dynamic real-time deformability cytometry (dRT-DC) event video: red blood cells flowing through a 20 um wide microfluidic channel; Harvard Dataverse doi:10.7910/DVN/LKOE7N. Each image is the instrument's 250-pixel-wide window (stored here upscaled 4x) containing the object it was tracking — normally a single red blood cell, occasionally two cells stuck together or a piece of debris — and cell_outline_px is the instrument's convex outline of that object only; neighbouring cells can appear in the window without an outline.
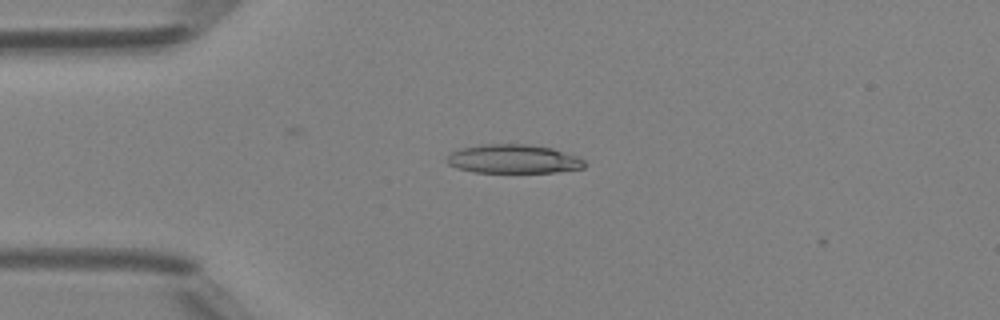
{"species": "Egyptian fruit bat (a non-hibernating species)", "species_latin": "Rousettus aegyptiacus", "temperature_condition": "room temperature", "stored_images_in_passage": 37, "camera_frame_rate_fps": 3000, "um_per_image_px": 0.085, "animal": {"sex": "female"}, "frame": {"image": 1, "passage_image": 1, "time_ms": 0.0, "image_size_px": [1000, 320], "cell_outline_px": [[584, 168], [556, 172], [476, 172], [456, 168], [448, 164], [444, 160], [452, 152], [460, 148], [480, 144], [528, 144], [552, 148], [576, 156], [584, 160]], "centroid_in_image_um": [43.6, 13.51], "position_along_channel_um": 41.4, "area_um2": 23.12}}
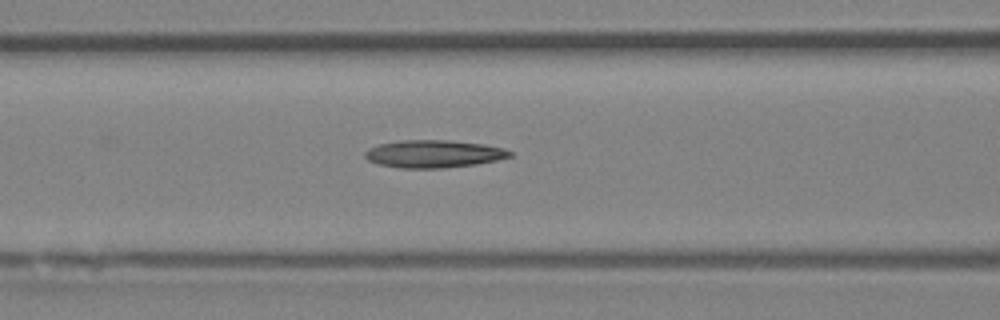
{"frame": {"image": 2, "passage_image": 9, "time_ms": 2.667, "image_size_px": [1000, 320], "cell_outline_px": [[512, 156], [496, 160], [476, 164], [444, 168], [400, 168], [380, 164], [368, 160], [364, 156], [364, 152], [368, 148], [380, 144], [400, 140], [448, 140], [484, 144], [504, 148], [512, 152]], "centroid_in_image_um": [36.86, 13.07], "position_along_channel_um": 129.7, "area_um2": 23.29}}
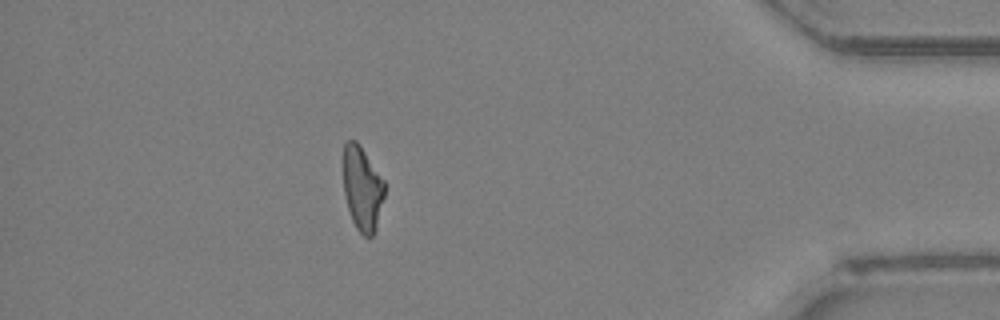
{"frame": {"image": 3, "passage_image": 31, "time_ms": 10.0, "image_size_px": [1000, 320], "cell_outline_px": [[384, 196], [376, 228], [372, 236], [364, 236], [356, 228], [352, 220], [348, 208], [344, 192], [344, 144], [348, 140], [356, 140], [360, 144], [384, 180]], "centroid_in_image_um": [30.8, 16.0], "position_along_channel_um": 404.4, "area_um2": 20.06}}